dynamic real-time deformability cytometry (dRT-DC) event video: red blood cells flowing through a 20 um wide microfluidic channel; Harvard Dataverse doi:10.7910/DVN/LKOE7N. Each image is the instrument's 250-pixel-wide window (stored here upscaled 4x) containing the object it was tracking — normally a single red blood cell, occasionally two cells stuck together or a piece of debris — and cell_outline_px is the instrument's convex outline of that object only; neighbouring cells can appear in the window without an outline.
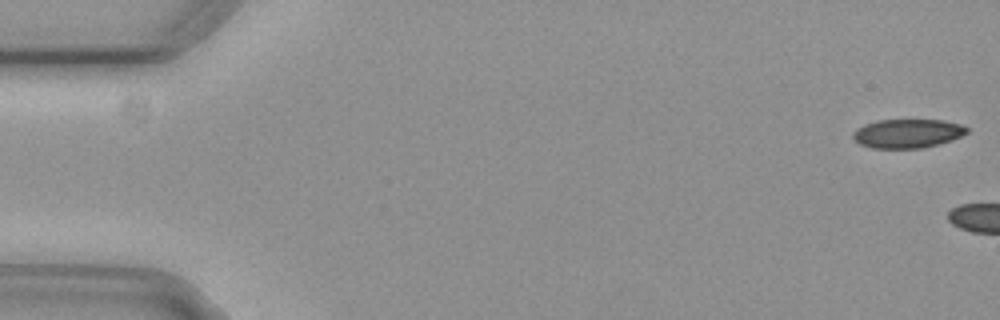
{"species": "common noctule bat (a hibernating species)", "species_latin": "Nyctalus noctula", "temperature_condition": "cold", "stored_images_in_passage": 5, "camera_frame_rate_fps": 3000, "um_per_image_px": 0.085, "animal": {"sex": "female", "body_mass_g": 29.2, "forearm_length_mm": 56.3}, "frame": {"image": 1, "passage_image": 1, "time_ms": 0.0, "image_size_px": [1000, 320], "cell_outline_px": [[968, 132], [952, 140], [920, 148], [872, 148], [860, 144], [852, 136], [852, 132], [856, 128], [864, 124], [876, 120], [944, 120], [960, 124], [968, 128]], "centroid_in_image_um": [77.11, 11.33], "position_along_channel_um": 7.9, "area_um2": 19.13}}